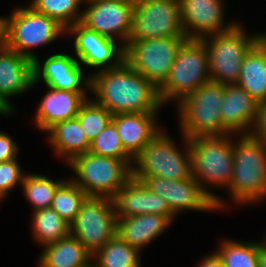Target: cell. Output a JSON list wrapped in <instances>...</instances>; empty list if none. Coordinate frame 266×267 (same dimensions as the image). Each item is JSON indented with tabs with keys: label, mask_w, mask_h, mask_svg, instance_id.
I'll list each match as a JSON object with an SVG mask.
<instances>
[{
	"label": "cell",
	"mask_w": 266,
	"mask_h": 267,
	"mask_svg": "<svg viewBox=\"0 0 266 267\" xmlns=\"http://www.w3.org/2000/svg\"><path fill=\"white\" fill-rule=\"evenodd\" d=\"M84 83L97 96L95 102L113 115L157 112L162 104L158 88L126 61L98 71Z\"/></svg>",
	"instance_id": "obj_1"
},
{
	"label": "cell",
	"mask_w": 266,
	"mask_h": 267,
	"mask_svg": "<svg viewBox=\"0 0 266 267\" xmlns=\"http://www.w3.org/2000/svg\"><path fill=\"white\" fill-rule=\"evenodd\" d=\"M233 143L234 165L229 185L234 201L252 203L266 195V145L253 133Z\"/></svg>",
	"instance_id": "obj_2"
},
{
	"label": "cell",
	"mask_w": 266,
	"mask_h": 267,
	"mask_svg": "<svg viewBox=\"0 0 266 267\" xmlns=\"http://www.w3.org/2000/svg\"><path fill=\"white\" fill-rule=\"evenodd\" d=\"M223 98L224 84L209 81L182 99L178 106L183 135L190 139L229 134L220 114Z\"/></svg>",
	"instance_id": "obj_3"
},
{
	"label": "cell",
	"mask_w": 266,
	"mask_h": 267,
	"mask_svg": "<svg viewBox=\"0 0 266 267\" xmlns=\"http://www.w3.org/2000/svg\"><path fill=\"white\" fill-rule=\"evenodd\" d=\"M188 140L192 176L214 200L216 209H219L223 206L222 200L205 190L202 181L229 187L234 165L233 142L229 139L228 134L226 136L194 137Z\"/></svg>",
	"instance_id": "obj_4"
},
{
	"label": "cell",
	"mask_w": 266,
	"mask_h": 267,
	"mask_svg": "<svg viewBox=\"0 0 266 267\" xmlns=\"http://www.w3.org/2000/svg\"><path fill=\"white\" fill-rule=\"evenodd\" d=\"M211 81L208 52L202 39H186L180 46L175 62L165 82L158 88L163 103L170 99L179 102Z\"/></svg>",
	"instance_id": "obj_5"
},
{
	"label": "cell",
	"mask_w": 266,
	"mask_h": 267,
	"mask_svg": "<svg viewBox=\"0 0 266 267\" xmlns=\"http://www.w3.org/2000/svg\"><path fill=\"white\" fill-rule=\"evenodd\" d=\"M184 140L187 144L185 155L160 131L132 158L137 167L131 166V177L138 181L151 176L170 180L189 178L192 175L190 143L185 136Z\"/></svg>",
	"instance_id": "obj_6"
},
{
	"label": "cell",
	"mask_w": 266,
	"mask_h": 267,
	"mask_svg": "<svg viewBox=\"0 0 266 267\" xmlns=\"http://www.w3.org/2000/svg\"><path fill=\"white\" fill-rule=\"evenodd\" d=\"M129 162L87 152L75 156L68 164L78 175L72 181L89 197L113 199L118 190L132 178Z\"/></svg>",
	"instance_id": "obj_7"
},
{
	"label": "cell",
	"mask_w": 266,
	"mask_h": 267,
	"mask_svg": "<svg viewBox=\"0 0 266 267\" xmlns=\"http://www.w3.org/2000/svg\"><path fill=\"white\" fill-rule=\"evenodd\" d=\"M261 38V34L246 36L239 24L226 32L213 34L210 39L202 38L208 52L211 81L236 84L245 56Z\"/></svg>",
	"instance_id": "obj_8"
},
{
	"label": "cell",
	"mask_w": 266,
	"mask_h": 267,
	"mask_svg": "<svg viewBox=\"0 0 266 267\" xmlns=\"http://www.w3.org/2000/svg\"><path fill=\"white\" fill-rule=\"evenodd\" d=\"M63 32H67L66 28L59 22L31 6L17 8L10 17L4 18L5 47L33 62L37 57L28 50L51 43Z\"/></svg>",
	"instance_id": "obj_9"
},
{
	"label": "cell",
	"mask_w": 266,
	"mask_h": 267,
	"mask_svg": "<svg viewBox=\"0 0 266 267\" xmlns=\"http://www.w3.org/2000/svg\"><path fill=\"white\" fill-rule=\"evenodd\" d=\"M187 38L129 40L125 61L159 88L168 78L181 44Z\"/></svg>",
	"instance_id": "obj_10"
},
{
	"label": "cell",
	"mask_w": 266,
	"mask_h": 267,
	"mask_svg": "<svg viewBox=\"0 0 266 267\" xmlns=\"http://www.w3.org/2000/svg\"><path fill=\"white\" fill-rule=\"evenodd\" d=\"M116 230L115 204L108 197H88L70 224V234L92 255L116 235Z\"/></svg>",
	"instance_id": "obj_11"
},
{
	"label": "cell",
	"mask_w": 266,
	"mask_h": 267,
	"mask_svg": "<svg viewBox=\"0 0 266 267\" xmlns=\"http://www.w3.org/2000/svg\"><path fill=\"white\" fill-rule=\"evenodd\" d=\"M186 38L179 0H138L129 40Z\"/></svg>",
	"instance_id": "obj_12"
},
{
	"label": "cell",
	"mask_w": 266,
	"mask_h": 267,
	"mask_svg": "<svg viewBox=\"0 0 266 267\" xmlns=\"http://www.w3.org/2000/svg\"><path fill=\"white\" fill-rule=\"evenodd\" d=\"M87 2L90 5L82 12L80 22L102 36L111 39L115 38L113 35L120 36L126 46L131 36L134 4L114 0Z\"/></svg>",
	"instance_id": "obj_13"
},
{
	"label": "cell",
	"mask_w": 266,
	"mask_h": 267,
	"mask_svg": "<svg viewBox=\"0 0 266 267\" xmlns=\"http://www.w3.org/2000/svg\"><path fill=\"white\" fill-rule=\"evenodd\" d=\"M142 182L149 190L167 201L173 215L185 209L201 211L216 209L214 200L192 175L184 180L151 176L144 178Z\"/></svg>",
	"instance_id": "obj_14"
},
{
	"label": "cell",
	"mask_w": 266,
	"mask_h": 267,
	"mask_svg": "<svg viewBox=\"0 0 266 267\" xmlns=\"http://www.w3.org/2000/svg\"><path fill=\"white\" fill-rule=\"evenodd\" d=\"M66 31L75 36L74 48L79 62L90 67H105L101 69L106 70L125 61V45L117 47L115 39L98 34L81 22L69 26Z\"/></svg>",
	"instance_id": "obj_15"
},
{
	"label": "cell",
	"mask_w": 266,
	"mask_h": 267,
	"mask_svg": "<svg viewBox=\"0 0 266 267\" xmlns=\"http://www.w3.org/2000/svg\"><path fill=\"white\" fill-rule=\"evenodd\" d=\"M222 0H179L181 23L187 39H202L208 35L226 32L236 24H222ZM191 29V30H190ZM194 32V33H193Z\"/></svg>",
	"instance_id": "obj_16"
},
{
	"label": "cell",
	"mask_w": 266,
	"mask_h": 267,
	"mask_svg": "<svg viewBox=\"0 0 266 267\" xmlns=\"http://www.w3.org/2000/svg\"><path fill=\"white\" fill-rule=\"evenodd\" d=\"M34 62L5 46L0 50V113L13 110L8 97L19 95L32 87Z\"/></svg>",
	"instance_id": "obj_17"
},
{
	"label": "cell",
	"mask_w": 266,
	"mask_h": 267,
	"mask_svg": "<svg viewBox=\"0 0 266 267\" xmlns=\"http://www.w3.org/2000/svg\"><path fill=\"white\" fill-rule=\"evenodd\" d=\"M113 201L117 217L157 214L167 216L172 221L174 216L165 199L133 177L118 190Z\"/></svg>",
	"instance_id": "obj_18"
},
{
	"label": "cell",
	"mask_w": 266,
	"mask_h": 267,
	"mask_svg": "<svg viewBox=\"0 0 266 267\" xmlns=\"http://www.w3.org/2000/svg\"><path fill=\"white\" fill-rule=\"evenodd\" d=\"M261 103L237 84L224 85V98L220 107V114L223 125L231 132L242 131L248 127H256ZM254 123V124H253Z\"/></svg>",
	"instance_id": "obj_19"
},
{
	"label": "cell",
	"mask_w": 266,
	"mask_h": 267,
	"mask_svg": "<svg viewBox=\"0 0 266 267\" xmlns=\"http://www.w3.org/2000/svg\"><path fill=\"white\" fill-rule=\"evenodd\" d=\"M80 63L74 57L67 54H54L46 59L41 68L39 60L34 61V81L32 85H36L43 78L47 87L57 90H65L71 92H82V81L86 78L82 77Z\"/></svg>",
	"instance_id": "obj_20"
},
{
	"label": "cell",
	"mask_w": 266,
	"mask_h": 267,
	"mask_svg": "<svg viewBox=\"0 0 266 267\" xmlns=\"http://www.w3.org/2000/svg\"><path fill=\"white\" fill-rule=\"evenodd\" d=\"M157 112L114 114L115 124L124 149L134 157L159 132L155 124Z\"/></svg>",
	"instance_id": "obj_21"
},
{
	"label": "cell",
	"mask_w": 266,
	"mask_h": 267,
	"mask_svg": "<svg viewBox=\"0 0 266 267\" xmlns=\"http://www.w3.org/2000/svg\"><path fill=\"white\" fill-rule=\"evenodd\" d=\"M48 88L50 91L42 99L36 114V125L45 131L58 122L75 118L87 101L82 92Z\"/></svg>",
	"instance_id": "obj_22"
},
{
	"label": "cell",
	"mask_w": 266,
	"mask_h": 267,
	"mask_svg": "<svg viewBox=\"0 0 266 267\" xmlns=\"http://www.w3.org/2000/svg\"><path fill=\"white\" fill-rule=\"evenodd\" d=\"M171 220L167 216L144 214L133 217H117L116 234L138 251L162 234Z\"/></svg>",
	"instance_id": "obj_23"
},
{
	"label": "cell",
	"mask_w": 266,
	"mask_h": 267,
	"mask_svg": "<svg viewBox=\"0 0 266 267\" xmlns=\"http://www.w3.org/2000/svg\"><path fill=\"white\" fill-rule=\"evenodd\" d=\"M236 84L259 103L266 101V39L263 36L245 56Z\"/></svg>",
	"instance_id": "obj_24"
},
{
	"label": "cell",
	"mask_w": 266,
	"mask_h": 267,
	"mask_svg": "<svg viewBox=\"0 0 266 267\" xmlns=\"http://www.w3.org/2000/svg\"><path fill=\"white\" fill-rule=\"evenodd\" d=\"M39 267H88L92 254L73 235L45 245Z\"/></svg>",
	"instance_id": "obj_25"
},
{
	"label": "cell",
	"mask_w": 266,
	"mask_h": 267,
	"mask_svg": "<svg viewBox=\"0 0 266 267\" xmlns=\"http://www.w3.org/2000/svg\"><path fill=\"white\" fill-rule=\"evenodd\" d=\"M47 132L54 150L63 157L65 155L68 162L75 156L89 151L90 142L76 117L54 124Z\"/></svg>",
	"instance_id": "obj_26"
},
{
	"label": "cell",
	"mask_w": 266,
	"mask_h": 267,
	"mask_svg": "<svg viewBox=\"0 0 266 267\" xmlns=\"http://www.w3.org/2000/svg\"><path fill=\"white\" fill-rule=\"evenodd\" d=\"M33 236L38 242L48 245L70 234V224L51 207L34 211Z\"/></svg>",
	"instance_id": "obj_27"
},
{
	"label": "cell",
	"mask_w": 266,
	"mask_h": 267,
	"mask_svg": "<svg viewBox=\"0 0 266 267\" xmlns=\"http://www.w3.org/2000/svg\"><path fill=\"white\" fill-rule=\"evenodd\" d=\"M139 252L116 234L92 257L97 258V267H140Z\"/></svg>",
	"instance_id": "obj_28"
},
{
	"label": "cell",
	"mask_w": 266,
	"mask_h": 267,
	"mask_svg": "<svg viewBox=\"0 0 266 267\" xmlns=\"http://www.w3.org/2000/svg\"><path fill=\"white\" fill-rule=\"evenodd\" d=\"M264 245V241L260 244L224 241L216 253L224 267H258L260 251Z\"/></svg>",
	"instance_id": "obj_29"
},
{
	"label": "cell",
	"mask_w": 266,
	"mask_h": 267,
	"mask_svg": "<svg viewBox=\"0 0 266 267\" xmlns=\"http://www.w3.org/2000/svg\"><path fill=\"white\" fill-rule=\"evenodd\" d=\"M88 197L72 180L64 181L55 192L51 208L71 224Z\"/></svg>",
	"instance_id": "obj_30"
},
{
	"label": "cell",
	"mask_w": 266,
	"mask_h": 267,
	"mask_svg": "<svg viewBox=\"0 0 266 267\" xmlns=\"http://www.w3.org/2000/svg\"><path fill=\"white\" fill-rule=\"evenodd\" d=\"M63 182L64 180L55 182L43 175L29 174L24 176L22 188L34 211H37L52 206L55 192Z\"/></svg>",
	"instance_id": "obj_31"
},
{
	"label": "cell",
	"mask_w": 266,
	"mask_h": 267,
	"mask_svg": "<svg viewBox=\"0 0 266 267\" xmlns=\"http://www.w3.org/2000/svg\"><path fill=\"white\" fill-rule=\"evenodd\" d=\"M84 0H33L31 7L56 20L66 29L81 21L78 6ZM77 15V16H76Z\"/></svg>",
	"instance_id": "obj_32"
},
{
	"label": "cell",
	"mask_w": 266,
	"mask_h": 267,
	"mask_svg": "<svg viewBox=\"0 0 266 267\" xmlns=\"http://www.w3.org/2000/svg\"><path fill=\"white\" fill-rule=\"evenodd\" d=\"M113 114L95 101H86L76 118L91 143L111 122Z\"/></svg>",
	"instance_id": "obj_33"
},
{
	"label": "cell",
	"mask_w": 266,
	"mask_h": 267,
	"mask_svg": "<svg viewBox=\"0 0 266 267\" xmlns=\"http://www.w3.org/2000/svg\"><path fill=\"white\" fill-rule=\"evenodd\" d=\"M96 155L113 157L123 161L133 158L123 147L116 126L111 122L91 143L89 151Z\"/></svg>",
	"instance_id": "obj_34"
},
{
	"label": "cell",
	"mask_w": 266,
	"mask_h": 267,
	"mask_svg": "<svg viewBox=\"0 0 266 267\" xmlns=\"http://www.w3.org/2000/svg\"><path fill=\"white\" fill-rule=\"evenodd\" d=\"M17 159L0 162V199L20 182L22 184L24 176Z\"/></svg>",
	"instance_id": "obj_35"
},
{
	"label": "cell",
	"mask_w": 266,
	"mask_h": 267,
	"mask_svg": "<svg viewBox=\"0 0 266 267\" xmlns=\"http://www.w3.org/2000/svg\"><path fill=\"white\" fill-rule=\"evenodd\" d=\"M18 148L9 135L0 132V162L17 158Z\"/></svg>",
	"instance_id": "obj_36"
},
{
	"label": "cell",
	"mask_w": 266,
	"mask_h": 267,
	"mask_svg": "<svg viewBox=\"0 0 266 267\" xmlns=\"http://www.w3.org/2000/svg\"><path fill=\"white\" fill-rule=\"evenodd\" d=\"M252 133L266 145V101L261 103L259 119Z\"/></svg>",
	"instance_id": "obj_37"
},
{
	"label": "cell",
	"mask_w": 266,
	"mask_h": 267,
	"mask_svg": "<svg viewBox=\"0 0 266 267\" xmlns=\"http://www.w3.org/2000/svg\"><path fill=\"white\" fill-rule=\"evenodd\" d=\"M212 254L204 258L198 267H224V264L217 253L215 252Z\"/></svg>",
	"instance_id": "obj_38"
},
{
	"label": "cell",
	"mask_w": 266,
	"mask_h": 267,
	"mask_svg": "<svg viewBox=\"0 0 266 267\" xmlns=\"http://www.w3.org/2000/svg\"><path fill=\"white\" fill-rule=\"evenodd\" d=\"M258 267H266V245H264L260 251Z\"/></svg>",
	"instance_id": "obj_39"
},
{
	"label": "cell",
	"mask_w": 266,
	"mask_h": 267,
	"mask_svg": "<svg viewBox=\"0 0 266 267\" xmlns=\"http://www.w3.org/2000/svg\"><path fill=\"white\" fill-rule=\"evenodd\" d=\"M5 46L4 17L0 18V50Z\"/></svg>",
	"instance_id": "obj_40"
},
{
	"label": "cell",
	"mask_w": 266,
	"mask_h": 267,
	"mask_svg": "<svg viewBox=\"0 0 266 267\" xmlns=\"http://www.w3.org/2000/svg\"><path fill=\"white\" fill-rule=\"evenodd\" d=\"M86 1H97V0H86ZM114 1H121V2H126L129 4H135L138 0H114ZM85 2V0H84Z\"/></svg>",
	"instance_id": "obj_41"
},
{
	"label": "cell",
	"mask_w": 266,
	"mask_h": 267,
	"mask_svg": "<svg viewBox=\"0 0 266 267\" xmlns=\"http://www.w3.org/2000/svg\"><path fill=\"white\" fill-rule=\"evenodd\" d=\"M88 267H97L96 265H89Z\"/></svg>",
	"instance_id": "obj_42"
}]
</instances>
